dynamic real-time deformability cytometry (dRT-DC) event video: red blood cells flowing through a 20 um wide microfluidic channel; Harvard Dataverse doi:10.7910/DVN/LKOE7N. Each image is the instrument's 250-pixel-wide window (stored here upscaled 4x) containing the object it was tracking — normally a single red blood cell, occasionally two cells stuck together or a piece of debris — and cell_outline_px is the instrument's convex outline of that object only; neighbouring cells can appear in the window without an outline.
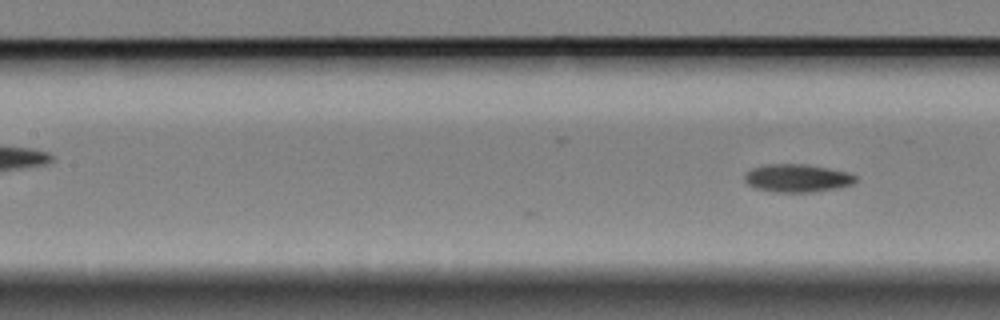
{"species": "Egyptian fruit bat (a non-hibernating species)", "species_latin": "Rousettus aegyptiacus", "temperature_condition": "cold", "stored_images_in_passage": 6, "camera_frame_rate_fps": 3000, "um_per_image_px": 0.085, "animal": {"sex": "female"}, "frame": {"image": 1, "passage_image": 6, "time_ms": 1.667, "image_size_px": [1000, 320], "cell_outline_px": [[856, 180], [852, 184], [840, 188], [812, 192], [772, 192], [756, 188], [748, 184], [744, 180], [744, 172], [752, 168], [764, 164], [804, 164], [828, 168], [848, 172], [856, 176]], "centroid_in_image_um": [67.74, 15.14], "position_along_channel_um": 139.7, "area_um2": 18.26}}